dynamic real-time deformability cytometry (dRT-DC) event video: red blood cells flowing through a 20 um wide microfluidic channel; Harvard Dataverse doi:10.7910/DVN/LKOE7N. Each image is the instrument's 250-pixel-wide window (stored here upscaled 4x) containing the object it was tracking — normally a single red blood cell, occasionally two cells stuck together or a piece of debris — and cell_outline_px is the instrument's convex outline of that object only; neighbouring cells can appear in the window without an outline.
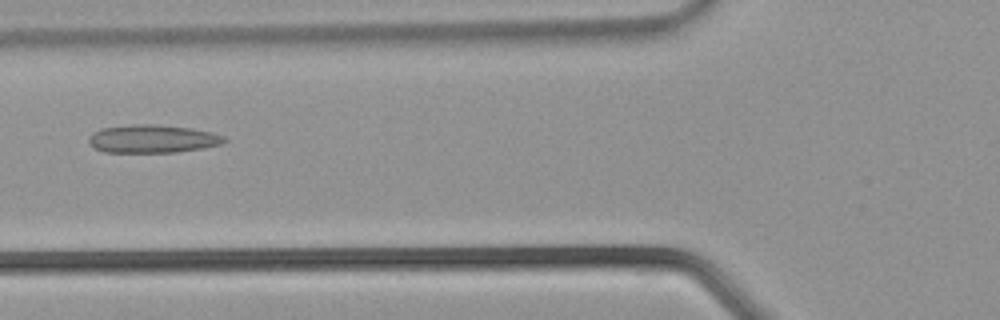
{"species": "common noctule bat (a hibernating species)", "species_latin": "Nyctalus noctula", "temperature_condition": "warm", "stored_images_in_passage": 35, "camera_frame_rate_fps": 3000, "um_per_image_px": 0.085, "animal": {"sex": "male", "body_mass_g": 21.5, "forearm_length_mm": 52.0}, "frame": {"image": 1, "passage_image": 13, "time_ms": 4.0, "image_size_px": [1000, 320], "cell_outline_px": [[228, 140], [220, 144], [200, 148], [176, 152], [104, 152], [96, 148], [88, 140], [88, 136], [92, 132], [100, 128], [132, 124], [152, 124], [192, 128], [212, 132], [224, 136]], "centroid_in_image_um": [12.95, 11.79], "position_along_channel_um": 112.9, "area_um2": 22.14}}
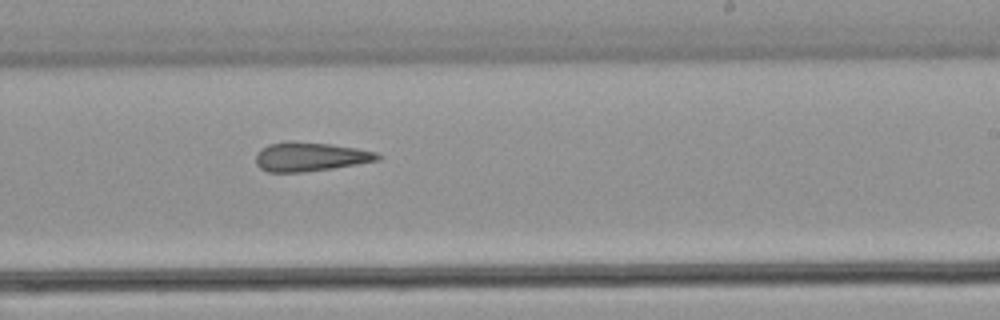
{"frame": {"image": 2, "passage_image": 21, "time_ms": 6.667, "image_size_px": [1000, 320], "cell_outline_px": [[384, 156], [380, 160], [332, 168], [304, 172], [268, 172], [260, 168], [256, 164], [256, 152], [260, 148], [268, 144], [288, 140], [292, 140], [332, 144], [356, 148], [376, 152]], "centroid_in_image_um": [26.34, 13.3], "position_along_channel_um": 262.7, "area_um2": 20.92}}
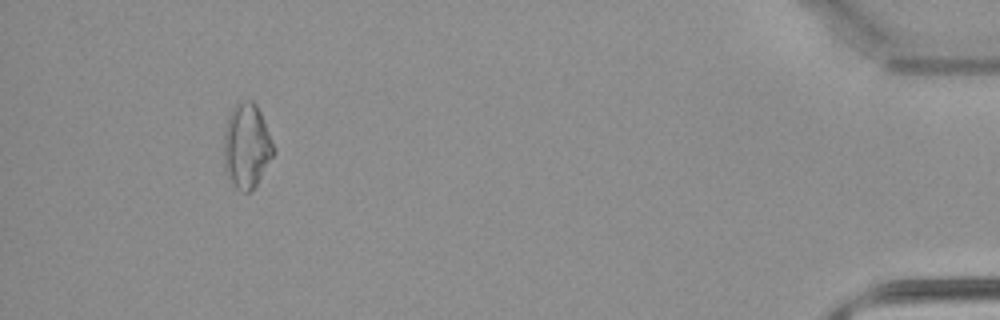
{"frame": {"image": 3, "passage_image": 33, "time_ms": 10.667, "image_size_px": [1000, 320], "cell_outline_px": [[276, 152], [256, 184], [248, 192], [240, 192], [236, 188], [224, 164], [224, 132], [228, 116], [232, 108], [236, 104], [248, 100], [252, 100], [256, 104], [260, 112], [276, 148]], "centroid_in_image_um": [20.99, 12.38], "position_along_channel_um": 414.2, "area_um2": 24.28}}